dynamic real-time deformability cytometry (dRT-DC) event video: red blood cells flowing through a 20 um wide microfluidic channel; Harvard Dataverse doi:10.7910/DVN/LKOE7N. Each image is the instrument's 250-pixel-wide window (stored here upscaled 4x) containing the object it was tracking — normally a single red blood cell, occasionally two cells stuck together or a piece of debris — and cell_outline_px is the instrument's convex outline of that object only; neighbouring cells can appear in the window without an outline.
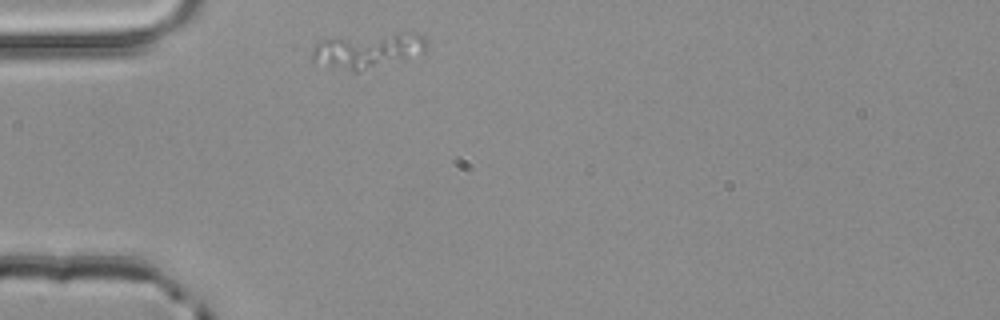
{"species": "common noctule bat (a hibernating species)", "species_latin": "Nyctalus noctula", "temperature_condition": "room temperature", "stored_images_in_passage": 1, "camera_frame_rate_fps": 3000, "um_per_image_px": 0.085, "animal": {"sex": "male", "body_mass_g": 20.4}, "frame": {"image": 1, "passage_image": 1, "time_ms": 0.0, "image_size_px": [1000, 320], "cell_outline_px": [[428, 48], [424, 52], [404, 60], [360, 72], [352, 72], [312, 64], [312, 48], [320, 40], [408, 28], [420, 32], [424, 36], [428, 44]], "centroid_in_image_um": [31.34, 4.24], "position_along_channel_um": 53.7, "area_um2": 25.43}}